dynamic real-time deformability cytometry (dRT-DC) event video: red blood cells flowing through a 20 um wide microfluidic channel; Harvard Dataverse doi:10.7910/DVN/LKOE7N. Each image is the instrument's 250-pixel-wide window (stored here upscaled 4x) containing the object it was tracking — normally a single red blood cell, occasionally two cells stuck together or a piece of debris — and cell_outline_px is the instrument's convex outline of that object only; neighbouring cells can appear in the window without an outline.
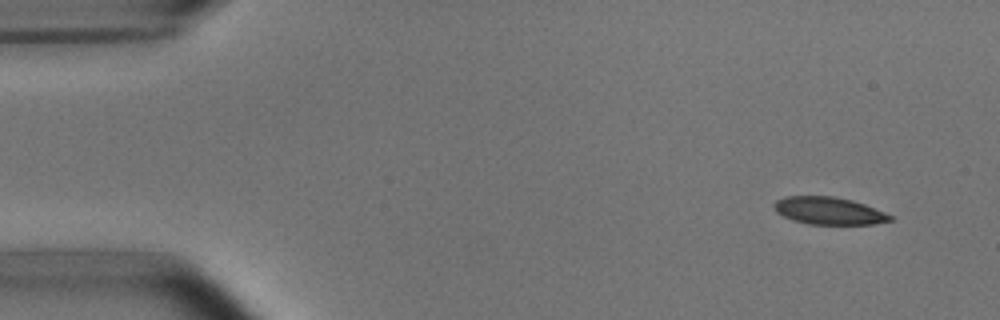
{"species": "common noctule bat (a hibernating species)", "species_latin": "Nyctalus noctula", "temperature_condition": "room temperature", "stored_images_in_passage": 5, "segment_of_instrument_passage": [1, 2], "camera_frame_rate_fps": 3000, "um_per_image_px": 0.085, "animal": {"sex": "male", "body_mass_g": 15.6}, "frame": {"image": 1, "passage_image": 1, "time_ms": 0.0, "image_size_px": [1000, 320], "cell_outline_px": [[892, 220], [872, 224], [808, 224], [792, 220], [776, 212], [772, 204], [776, 200], [784, 196], [832, 196], [852, 200], [864, 204], [884, 212], [892, 216]], "centroid_in_image_um": [70.4, 17.91], "position_along_channel_um": 14.6, "area_um2": 18.5}}
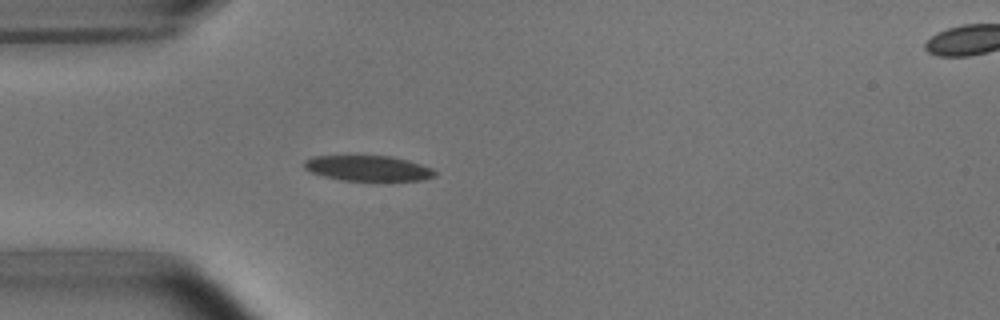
{"frame": {"image": 2, "passage_image": 4, "time_ms": 3.667, "image_size_px": [1000, 320], "cell_outline_px": [[436, 176], [424, 180], [380, 184], [340, 180], [324, 176], [312, 172], [304, 168], [304, 160], [312, 156], [392, 156], [408, 160], [432, 168], [436, 172]], "centroid_in_image_um": [31.36, 14.36], "position_along_channel_um": 53.6, "area_um2": 20.46}}